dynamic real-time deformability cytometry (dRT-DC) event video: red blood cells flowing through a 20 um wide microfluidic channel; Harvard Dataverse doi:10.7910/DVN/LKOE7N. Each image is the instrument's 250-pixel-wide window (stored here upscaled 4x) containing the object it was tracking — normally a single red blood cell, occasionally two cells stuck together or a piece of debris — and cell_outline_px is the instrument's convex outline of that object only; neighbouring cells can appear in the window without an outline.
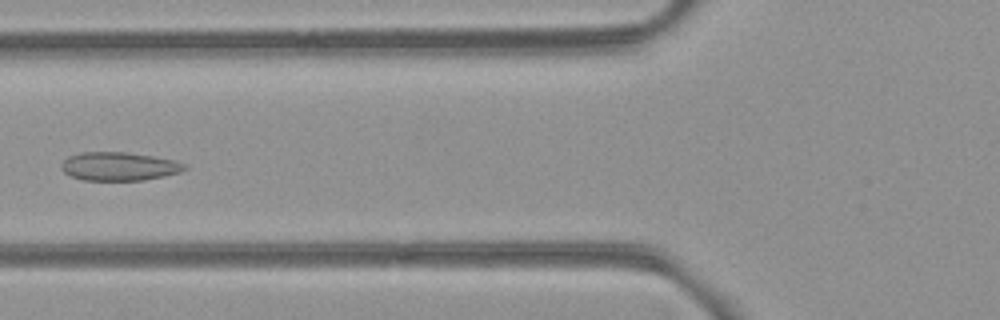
{"species": "common noctule bat (a hibernating species)", "species_latin": "Nyctalus noctula", "temperature_condition": "room temperature", "stored_images_in_passage": 6, "camera_frame_rate_fps": 3000, "um_per_image_px": 0.085, "animal": {"sex": "female", "body_mass_g": 21.9}, "frame": {"image": 1, "passage_image": 6, "time_ms": 6.333, "image_size_px": [1000, 320], "cell_outline_px": [[188, 168], [180, 172], [164, 176], [144, 180], [84, 180], [72, 176], [64, 172], [60, 168], [60, 164], [68, 156], [80, 152], [124, 152], [152, 156], [176, 160], [184, 164]], "centroid_in_image_um": [10.11, 14.14], "position_along_channel_um": 115.7, "area_um2": 20.46}}